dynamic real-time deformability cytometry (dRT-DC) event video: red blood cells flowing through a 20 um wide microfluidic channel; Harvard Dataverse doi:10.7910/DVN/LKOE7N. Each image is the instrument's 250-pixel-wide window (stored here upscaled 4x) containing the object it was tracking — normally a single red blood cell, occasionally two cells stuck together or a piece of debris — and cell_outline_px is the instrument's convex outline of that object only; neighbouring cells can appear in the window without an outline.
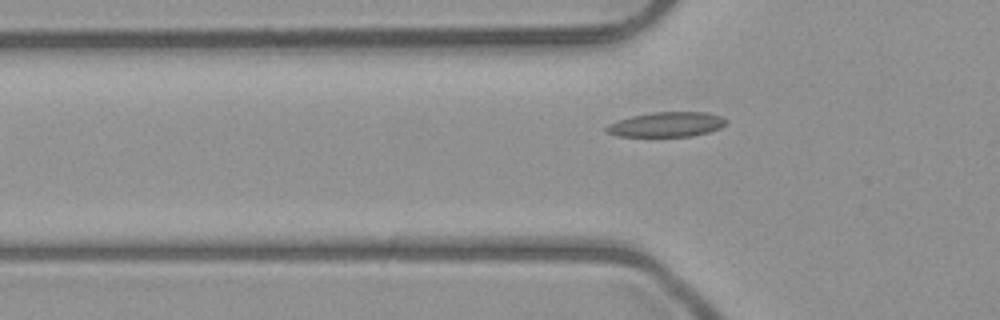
{"species": "common noctule bat (a hibernating species)", "species_latin": "Nyctalus noctula", "temperature_condition": "room temperature", "stored_images_in_passage": 2, "camera_frame_rate_fps": 3000, "um_per_image_px": 0.085, "animal": {"sex": "male", "body_mass_g": 23.1, "forearm_length_mm": 52.7}, "frame": {"image": 1, "passage_image": 2, "time_ms": 1.333, "image_size_px": [1000, 320], "cell_outline_px": [[728, 120], [720, 128], [708, 132], [692, 136], [616, 136], [604, 132], [604, 128], [608, 124], [632, 116], [652, 112], [708, 112], [720, 116]], "centroid_in_image_um": [56.64, 10.58], "position_along_channel_um": 69.2, "area_um2": 17.28}}